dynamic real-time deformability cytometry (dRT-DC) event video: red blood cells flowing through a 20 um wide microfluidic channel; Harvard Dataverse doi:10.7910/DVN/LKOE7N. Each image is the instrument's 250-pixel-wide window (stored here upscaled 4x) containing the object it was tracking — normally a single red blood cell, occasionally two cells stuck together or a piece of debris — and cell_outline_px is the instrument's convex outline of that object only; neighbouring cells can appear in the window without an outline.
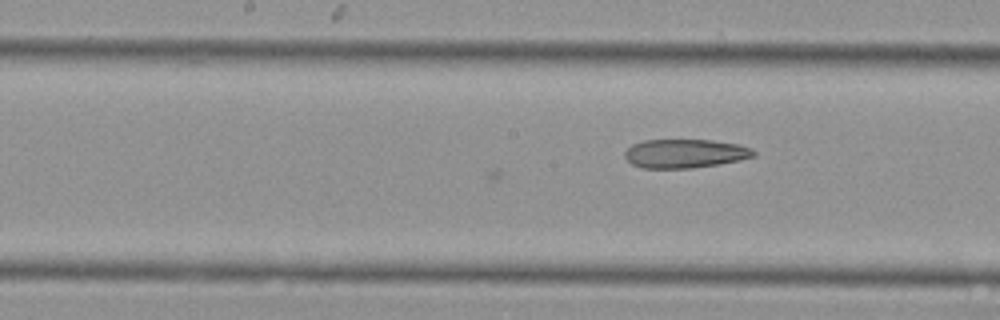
{"species": "Egyptian fruit bat (a non-hibernating species)", "species_latin": "Rousettus aegyptiacus", "temperature_condition": "cold", "stored_images_in_passage": 12, "camera_frame_rate_fps": 3000, "um_per_image_px": 0.085, "animal": {"sex": "female"}, "frame": {"image": 1, "passage_image": 12, "time_ms": 3.667, "image_size_px": [1000, 320], "cell_outline_px": [[756, 156], [740, 160], [720, 164], [692, 168], [644, 168], [632, 164], [624, 156], [624, 152], [632, 144], [644, 140], [712, 140], [740, 144], [752, 148], [756, 152]], "centroid_in_image_um": [58.26, 13.05], "position_along_channel_um": 189.9, "area_um2": 21.79}}